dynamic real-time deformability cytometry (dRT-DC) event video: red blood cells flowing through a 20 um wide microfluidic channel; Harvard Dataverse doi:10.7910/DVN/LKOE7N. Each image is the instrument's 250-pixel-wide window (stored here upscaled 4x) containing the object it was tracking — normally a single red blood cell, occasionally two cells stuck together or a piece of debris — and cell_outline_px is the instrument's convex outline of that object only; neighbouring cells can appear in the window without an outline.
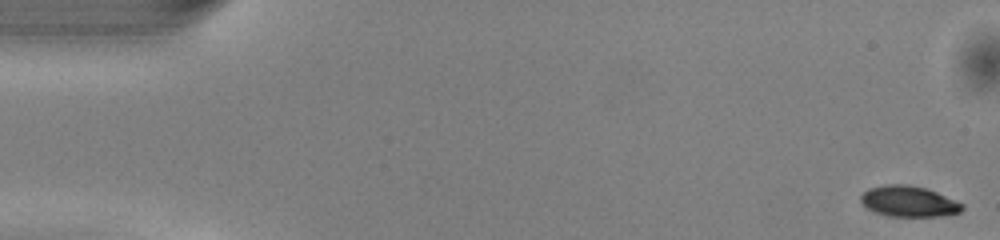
{"species": "common noctule bat (a hibernating species)", "species_latin": "Nyctalus noctula", "temperature_condition": "warm", "stored_images_in_passage": 14, "camera_frame_rate_fps": 3000, "um_per_image_px": 0.085, "animal": {"sex": "male", "body_mass_g": 13.0, "forearm_length_mm": 53.1}, "frame": {"image": 1, "passage_image": 1, "time_ms": 0.0, "image_size_px": [1000, 240], "cell_outline_px": [[964, 208], [960, 212], [944, 216], [892, 216], [876, 212], [868, 208], [860, 200], [860, 196], [868, 188], [884, 184], [908, 184], [928, 188], [964, 204]], "centroid_in_image_um": [77.27, 17.1], "position_along_channel_um": 7.7, "area_um2": 18.26}}
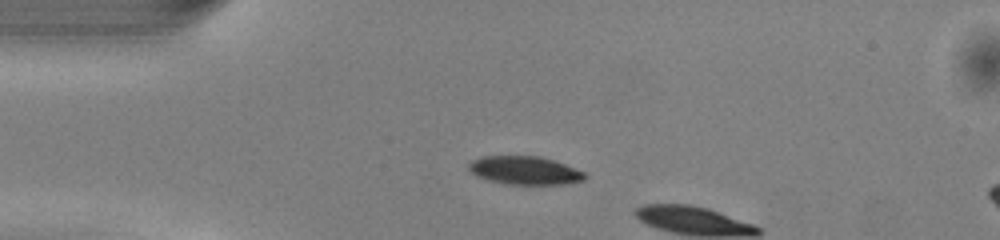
{"frame": {"image": 2, "passage_image": 12, "time_ms": 3.667, "image_size_px": [1000, 240], "cell_outline_px": [[588, 176], [584, 180], [564, 184], [504, 184], [488, 180], [476, 176], [468, 168], [468, 164], [472, 160], [480, 156], [540, 156], [556, 160], [584, 172]], "centroid_in_image_um": [44.6, 14.48], "position_along_channel_um": 40.4, "area_um2": 19.31}}